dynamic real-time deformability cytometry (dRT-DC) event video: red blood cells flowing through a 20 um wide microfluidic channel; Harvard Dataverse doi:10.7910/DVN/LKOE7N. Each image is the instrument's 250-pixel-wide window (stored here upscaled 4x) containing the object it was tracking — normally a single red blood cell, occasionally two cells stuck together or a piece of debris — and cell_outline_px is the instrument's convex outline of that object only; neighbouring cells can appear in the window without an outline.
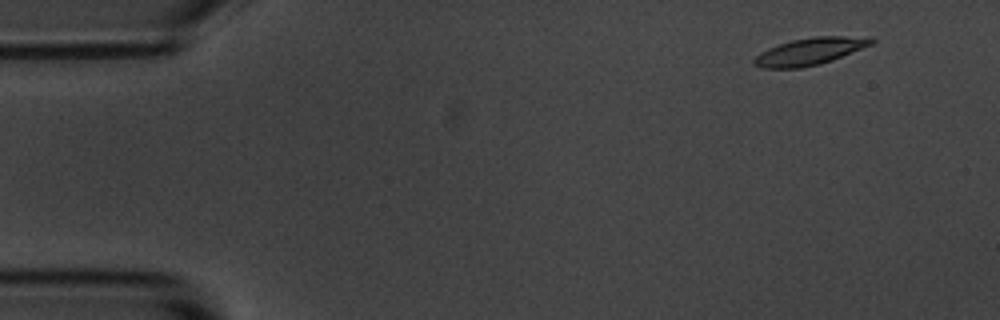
{"species": "common noctule bat (a hibernating species)", "species_latin": "Nyctalus noctula", "temperature_condition": "room temperature", "stored_images_in_passage": 4, "camera_frame_rate_fps": 3000, "um_per_image_px": 0.085, "animal": {"sex": "male", "body_mass_g": 20.1, "forearm_length_mm": 53.5}, "frame": {"image": 1, "passage_image": 1, "time_ms": 0.0, "image_size_px": [1000, 320], "cell_outline_px": [[876, 40], [872, 44], [832, 60], [820, 64], [800, 68], [764, 68], [752, 64], [752, 60], [760, 52], [768, 48], [792, 40], [816, 36], [872, 36]], "centroid_in_image_um": [68.85, 4.36], "position_along_channel_um": 16.1, "area_um2": 18.55}}
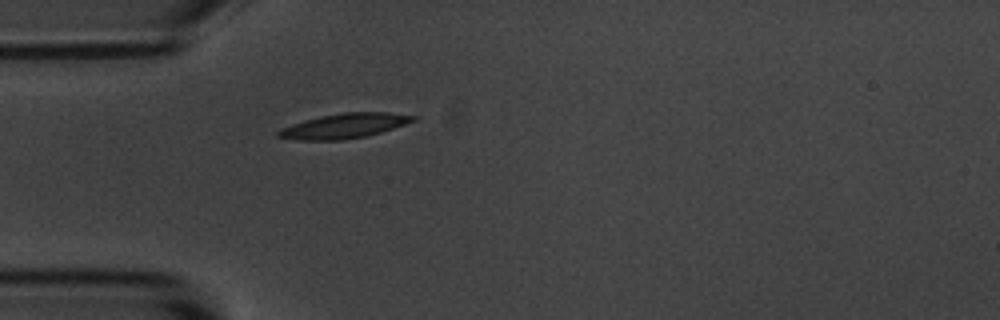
{"frame": {"image": 2, "passage_image": 4, "time_ms": 3.667, "image_size_px": [1000, 320], "cell_outline_px": [[416, 120], [380, 132], [364, 136], [344, 140], [300, 140], [276, 136], [276, 132], [280, 128], [304, 120], [320, 116], [344, 112], [388, 112], [416, 116]], "centroid_in_image_um": [29.22, 10.69], "position_along_channel_um": 55.8, "area_um2": 19.31}}